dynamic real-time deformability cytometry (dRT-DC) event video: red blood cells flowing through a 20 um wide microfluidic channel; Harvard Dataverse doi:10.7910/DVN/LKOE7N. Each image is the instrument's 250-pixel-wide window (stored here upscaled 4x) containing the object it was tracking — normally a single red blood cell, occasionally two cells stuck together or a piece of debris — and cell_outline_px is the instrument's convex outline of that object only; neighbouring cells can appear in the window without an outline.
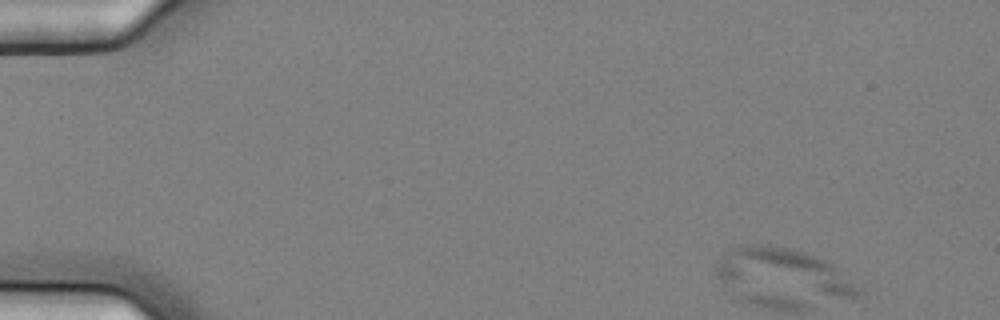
{"species": "common noctule bat (a hibernating species)", "species_latin": "Nyctalus noctula", "temperature_condition": "cold", "stored_images_in_passage": 53, "camera_frame_rate_fps": 3000, "um_per_image_px": 0.085, "animal": {"sex": "female", "body_mass_g": 25.1}, "frame": {"image": 1, "passage_image": 1, "time_ms": 0.0, "image_size_px": [1000, 320], "cell_outline_px": [[864, 292], [860, 296], [836, 296], [724, 280], [716, 272], [716, 268], [728, 248], [740, 244], [768, 244], [792, 248], [828, 260], [860, 288]], "centroid_in_image_um": [66.69, 22.97], "position_along_channel_um": 18.3, "area_um2": 35.32}}
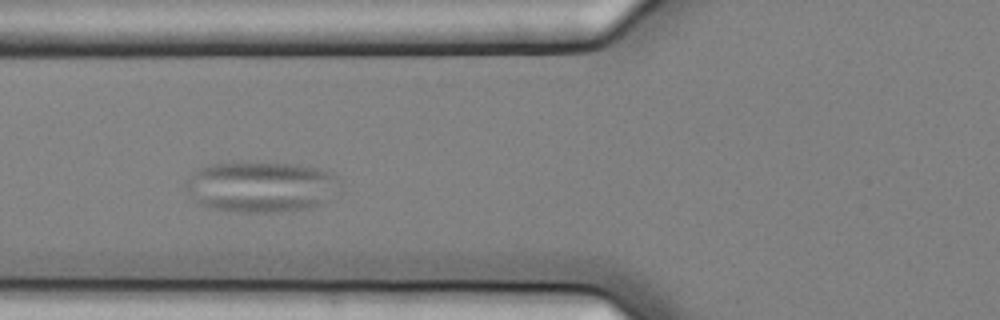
{"frame": {"image": 2, "passage_image": 18, "time_ms": 5.667, "image_size_px": [1000, 320], "cell_outline_px": [[340, 184], [320, 204], [308, 208], [280, 212], [240, 212], [212, 208], [200, 204], [188, 192], [184, 184], [192, 172], [196, 168], [212, 164], [296, 164], [320, 168], [332, 172], [340, 180]], "centroid_in_image_um": [22.16, 15.88], "position_along_channel_um": 103.6, "area_um2": 44.97}}